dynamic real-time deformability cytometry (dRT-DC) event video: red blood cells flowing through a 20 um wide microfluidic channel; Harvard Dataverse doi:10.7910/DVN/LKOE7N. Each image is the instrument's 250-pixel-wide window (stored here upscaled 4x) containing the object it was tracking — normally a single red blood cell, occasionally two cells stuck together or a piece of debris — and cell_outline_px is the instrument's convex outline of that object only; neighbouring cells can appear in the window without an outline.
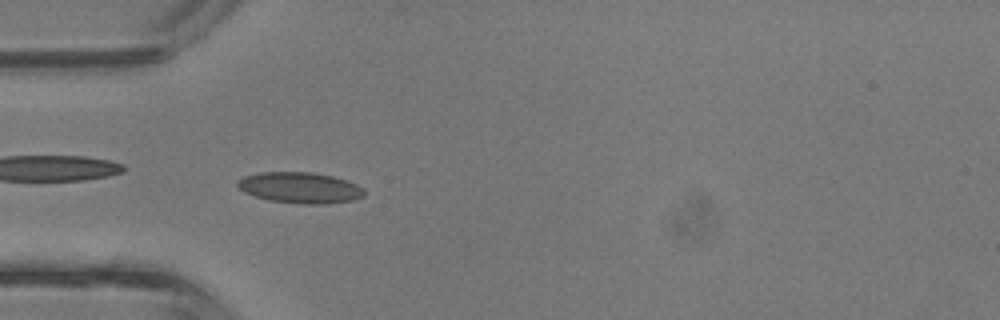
{"species": "common noctule bat (a hibernating species)", "species_latin": "Nyctalus noctula", "temperature_condition": "room temperature", "stored_images_in_passage": 42, "camera_frame_rate_fps": 3000, "um_per_image_px": 0.085, "animal": {"sex": "male", "body_mass_g": 13.3}, "frame": {"image": 1, "passage_image": 12, "time_ms": 3.667, "image_size_px": [1000, 320], "cell_outline_px": [[364, 196], [352, 200], [324, 204], [300, 204], [268, 200], [244, 192], [236, 184], [236, 180], [244, 176], [260, 172], [312, 172], [332, 176], [348, 180], [364, 188]], "centroid_in_image_um": [25.5, 15.95], "position_along_channel_um": 59.5, "area_um2": 22.95}}
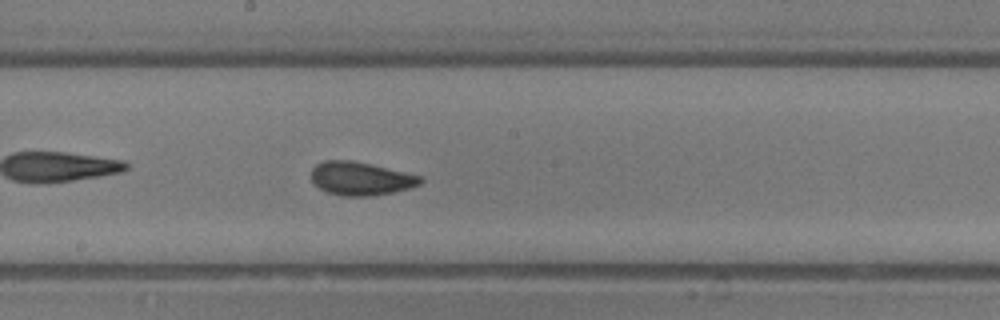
{"frame": {"image": 2, "passage_image": 22, "time_ms": 7.0, "image_size_px": [1000, 320], "cell_outline_px": [[424, 180], [420, 184], [412, 188], [372, 196], [340, 196], [328, 192], [320, 188], [312, 180], [312, 168], [316, 164], [324, 160], [352, 160], [372, 164], [424, 176]], "centroid_in_image_um": [30.71, 15.17], "position_along_channel_um": 217.5, "area_um2": 21.44}}
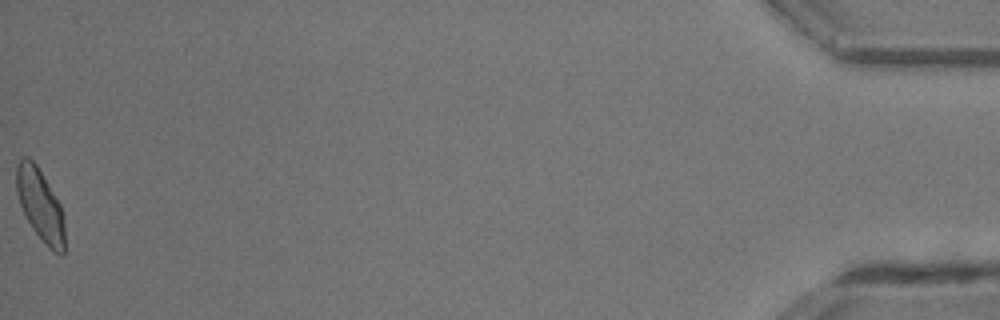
{"frame": {"image": 3, "passage_image": 42, "time_ms": 13.667, "image_size_px": [1000, 320], "cell_outline_px": [[64, 252], [60, 256], [48, 248], [32, 228], [24, 216], [16, 192], [16, 164], [24, 156], [28, 156], [36, 164], [60, 204], [64, 216]], "centroid_in_image_um": [3.41, 17.44], "position_along_channel_um": 431.8, "area_um2": 20.35}, "authors_computed_cell_mechanics": {"area_um2": 20.5768, "velocity_mm_per_s": 4.8116, "shape_relaxation_time_tau1_ms": 3.7517, "shape_relaxation_time_tau2_ms": 0.9746, "deformation_change_tau1": 0.114, "deformation_change_tau2": 0.0648}}